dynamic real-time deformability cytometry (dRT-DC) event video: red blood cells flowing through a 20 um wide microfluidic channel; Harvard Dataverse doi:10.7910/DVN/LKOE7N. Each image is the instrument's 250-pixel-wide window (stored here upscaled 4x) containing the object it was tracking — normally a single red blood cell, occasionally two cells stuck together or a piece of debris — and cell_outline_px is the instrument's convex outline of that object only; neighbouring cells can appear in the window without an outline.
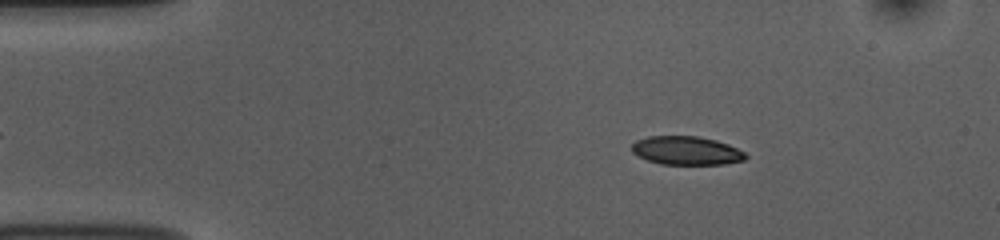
{"species": "common noctule bat (a hibernating species)", "species_latin": "Nyctalus noctula", "temperature_condition": "room temperature", "stored_images_in_passage": 50, "camera_frame_rate_fps": 3000, "um_per_image_px": 0.085, "animal": {"sex": "female", "body_mass_g": 10.0, "forearm_length_mm": 53.1}, "frame": {"image": 1, "passage_image": 5, "time_ms": 1.333, "image_size_px": [1000, 240], "cell_outline_px": [[748, 156], [744, 160], [724, 164], [660, 164], [648, 160], [632, 152], [632, 144], [636, 140], [648, 136], [700, 136], [716, 140], [728, 144], [744, 152]], "centroid_in_image_um": [58.35, 12.79], "position_along_channel_um": 26.7, "area_um2": 18.9}}
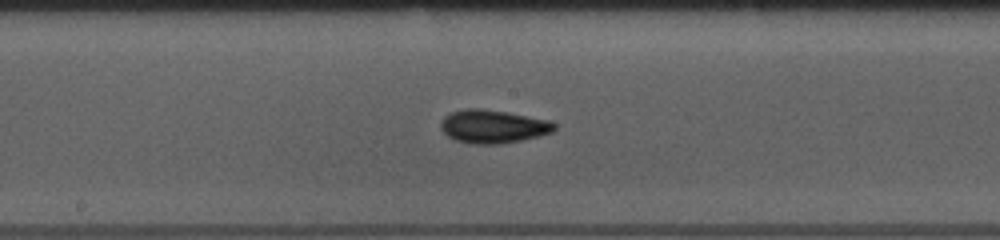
{"frame": {"image": 2, "passage_image": 24, "time_ms": 7.667, "image_size_px": [1000, 240], "cell_outline_px": [[556, 128], [552, 132], [540, 136], [500, 144], [472, 144], [456, 140], [448, 136], [440, 128], [440, 124], [444, 116], [452, 112], [468, 108], [480, 108], [504, 112], [548, 120], [556, 124]], "centroid_in_image_um": [41.89, 10.76], "position_along_channel_um": 206.3, "area_um2": 21.85}}
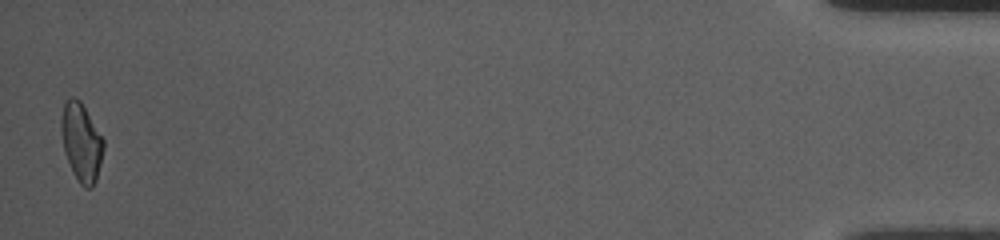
{"frame": {"image": 3, "passage_image": 49, "time_ms": 16.0, "image_size_px": [1000, 240], "cell_outline_px": [[104, 148], [96, 180], [92, 188], [84, 188], [80, 184], [72, 172], [64, 152], [60, 128], [60, 120], [64, 100], [72, 96], [76, 96], [80, 100], [104, 140]], "centroid_in_image_um": [6.89, 12.07], "position_along_channel_um": 428.3, "area_um2": 19.48}, "authors_computed_cell_mechanics": {"area_um2": 19.9121, "velocity_mm_per_s": 3.766, "shape_relaxation_time_tau1_ms": 3.9266, "shape_relaxation_time_tau2_ms": 3.8815, "deformation_change_tau1": 0.1282, "deformation_change_tau2": 0.0806}}